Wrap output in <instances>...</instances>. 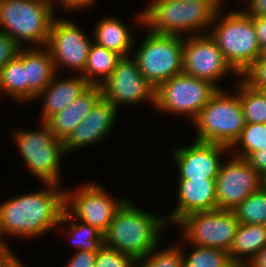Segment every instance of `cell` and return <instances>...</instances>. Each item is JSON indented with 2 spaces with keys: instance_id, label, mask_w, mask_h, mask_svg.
<instances>
[{
  "instance_id": "d590c367",
  "label": "cell",
  "mask_w": 266,
  "mask_h": 267,
  "mask_svg": "<svg viewBox=\"0 0 266 267\" xmlns=\"http://www.w3.org/2000/svg\"><path fill=\"white\" fill-rule=\"evenodd\" d=\"M246 160L263 178L266 176V149L251 153Z\"/></svg>"
},
{
  "instance_id": "277c9868",
  "label": "cell",
  "mask_w": 266,
  "mask_h": 267,
  "mask_svg": "<svg viewBox=\"0 0 266 267\" xmlns=\"http://www.w3.org/2000/svg\"><path fill=\"white\" fill-rule=\"evenodd\" d=\"M55 9L50 0H0V31L20 47L24 42L46 46Z\"/></svg>"
},
{
  "instance_id": "30bf717a",
  "label": "cell",
  "mask_w": 266,
  "mask_h": 267,
  "mask_svg": "<svg viewBox=\"0 0 266 267\" xmlns=\"http://www.w3.org/2000/svg\"><path fill=\"white\" fill-rule=\"evenodd\" d=\"M184 232L183 239L193 245L218 248L230 252L239 227L233 210L194 212L180 219L176 225Z\"/></svg>"
},
{
  "instance_id": "d6986e66",
  "label": "cell",
  "mask_w": 266,
  "mask_h": 267,
  "mask_svg": "<svg viewBox=\"0 0 266 267\" xmlns=\"http://www.w3.org/2000/svg\"><path fill=\"white\" fill-rule=\"evenodd\" d=\"M101 97V87L90 85L68 107L52 115L45 123L57 138L64 141L81 124Z\"/></svg>"
},
{
  "instance_id": "d6a6232c",
  "label": "cell",
  "mask_w": 266,
  "mask_h": 267,
  "mask_svg": "<svg viewBox=\"0 0 266 267\" xmlns=\"http://www.w3.org/2000/svg\"><path fill=\"white\" fill-rule=\"evenodd\" d=\"M250 87L260 90L266 86V54L263 53L241 74Z\"/></svg>"
},
{
  "instance_id": "60d3db41",
  "label": "cell",
  "mask_w": 266,
  "mask_h": 267,
  "mask_svg": "<svg viewBox=\"0 0 266 267\" xmlns=\"http://www.w3.org/2000/svg\"><path fill=\"white\" fill-rule=\"evenodd\" d=\"M246 267H266V246L256 254Z\"/></svg>"
},
{
  "instance_id": "bcb514c9",
  "label": "cell",
  "mask_w": 266,
  "mask_h": 267,
  "mask_svg": "<svg viewBox=\"0 0 266 267\" xmlns=\"http://www.w3.org/2000/svg\"><path fill=\"white\" fill-rule=\"evenodd\" d=\"M263 179H264V186L266 187V176Z\"/></svg>"
},
{
  "instance_id": "8992f818",
  "label": "cell",
  "mask_w": 266,
  "mask_h": 267,
  "mask_svg": "<svg viewBox=\"0 0 266 267\" xmlns=\"http://www.w3.org/2000/svg\"><path fill=\"white\" fill-rule=\"evenodd\" d=\"M215 24L209 35L227 63L240 75L264 52L259 45L253 20L244 11H231Z\"/></svg>"
},
{
  "instance_id": "f6af8a7d",
  "label": "cell",
  "mask_w": 266,
  "mask_h": 267,
  "mask_svg": "<svg viewBox=\"0 0 266 267\" xmlns=\"http://www.w3.org/2000/svg\"><path fill=\"white\" fill-rule=\"evenodd\" d=\"M260 91L265 95L266 97V86H263Z\"/></svg>"
},
{
  "instance_id": "7bdbcfd3",
  "label": "cell",
  "mask_w": 266,
  "mask_h": 267,
  "mask_svg": "<svg viewBox=\"0 0 266 267\" xmlns=\"http://www.w3.org/2000/svg\"><path fill=\"white\" fill-rule=\"evenodd\" d=\"M180 267H193V264L188 262L184 257Z\"/></svg>"
},
{
  "instance_id": "5bb4252c",
  "label": "cell",
  "mask_w": 266,
  "mask_h": 267,
  "mask_svg": "<svg viewBox=\"0 0 266 267\" xmlns=\"http://www.w3.org/2000/svg\"><path fill=\"white\" fill-rule=\"evenodd\" d=\"M187 36L183 46L182 72L216 84L228 72L236 73L225 60L222 51L209 33ZM201 33V34H200ZM231 70V71H230Z\"/></svg>"
},
{
  "instance_id": "f35d334b",
  "label": "cell",
  "mask_w": 266,
  "mask_h": 267,
  "mask_svg": "<svg viewBox=\"0 0 266 267\" xmlns=\"http://www.w3.org/2000/svg\"><path fill=\"white\" fill-rule=\"evenodd\" d=\"M52 2V5L54 6V8L56 7L55 5H63L62 8H64V10H78V9H84V8H88L89 6H92L93 3L96 0H50ZM55 3V4H54ZM84 7V8H83Z\"/></svg>"
},
{
  "instance_id": "e0dca14e",
  "label": "cell",
  "mask_w": 266,
  "mask_h": 267,
  "mask_svg": "<svg viewBox=\"0 0 266 267\" xmlns=\"http://www.w3.org/2000/svg\"><path fill=\"white\" fill-rule=\"evenodd\" d=\"M118 110L101 97L89 114L64 140L66 154L72 150L99 143L112 130Z\"/></svg>"
},
{
  "instance_id": "6da1fadb",
  "label": "cell",
  "mask_w": 266,
  "mask_h": 267,
  "mask_svg": "<svg viewBox=\"0 0 266 267\" xmlns=\"http://www.w3.org/2000/svg\"><path fill=\"white\" fill-rule=\"evenodd\" d=\"M43 190L7 200L0 205L1 234L38 237L57 227L65 209L62 185L45 184Z\"/></svg>"
},
{
  "instance_id": "ffe728a7",
  "label": "cell",
  "mask_w": 266,
  "mask_h": 267,
  "mask_svg": "<svg viewBox=\"0 0 266 267\" xmlns=\"http://www.w3.org/2000/svg\"><path fill=\"white\" fill-rule=\"evenodd\" d=\"M54 75L50 84L37 96L44 98L41 113V122H46L52 115L68 107L90 84L82 75L73 76L70 79H57ZM57 79V80H56Z\"/></svg>"
},
{
  "instance_id": "7402d4cb",
  "label": "cell",
  "mask_w": 266,
  "mask_h": 267,
  "mask_svg": "<svg viewBox=\"0 0 266 267\" xmlns=\"http://www.w3.org/2000/svg\"><path fill=\"white\" fill-rule=\"evenodd\" d=\"M265 246V225L239 224L233 245L229 252L230 258L237 267H246Z\"/></svg>"
},
{
  "instance_id": "ba28073f",
  "label": "cell",
  "mask_w": 266,
  "mask_h": 267,
  "mask_svg": "<svg viewBox=\"0 0 266 267\" xmlns=\"http://www.w3.org/2000/svg\"><path fill=\"white\" fill-rule=\"evenodd\" d=\"M148 31L133 58L141 74L156 89L182 73L184 37Z\"/></svg>"
},
{
  "instance_id": "7a4b0ae2",
  "label": "cell",
  "mask_w": 266,
  "mask_h": 267,
  "mask_svg": "<svg viewBox=\"0 0 266 267\" xmlns=\"http://www.w3.org/2000/svg\"><path fill=\"white\" fill-rule=\"evenodd\" d=\"M166 223V217L137 208L127 199L103 234L104 245L138 261L159 246V233Z\"/></svg>"
},
{
  "instance_id": "52a82bcc",
  "label": "cell",
  "mask_w": 266,
  "mask_h": 267,
  "mask_svg": "<svg viewBox=\"0 0 266 267\" xmlns=\"http://www.w3.org/2000/svg\"><path fill=\"white\" fill-rule=\"evenodd\" d=\"M41 126L39 131L14 130V140L31 174L43 184L59 185L61 157L66 154L64 141L57 138L45 122Z\"/></svg>"
},
{
  "instance_id": "5b68a950",
  "label": "cell",
  "mask_w": 266,
  "mask_h": 267,
  "mask_svg": "<svg viewBox=\"0 0 266 267\" xmlns=\"http://www.w3.org/2000/svg\"><path fill=\"white\" fill-rule=\"evenodd\" d=\"M229 94L219 89L193 120L197 128L196 141L230 148L239 138L246 125L245 117L238 93Z\"/></svg>"
},
{
  "instance_id": "836d02e7",
  "label": "cell",
  "mask_w": 266,
  "mask_h": 267,
  "mask_svg": "<svg viewBox=\"0 0 266 267\" xmlns=\"http://www.w3.org/2000/svg\"><path fill=\"white\" fill-rule=\"evenodd\" d=\"M20 48L6 33L0 31V72Z\"/></svg>"
},
{
  "instance_id": "4fadbf2b",
  "label": "cell",
  "mask_w": 266,
  "mask_h": 267,
  "mask_svg": "<svg viewBox=\"0 0 266 267\" xmlns=\"http://www.w3.org/2000/svg\"><path fill=\"white\" fill-rule=\"evenodd\" d=\"M100 87L102 97L116 109L122 104H137L142 101L155 104V88L141 74L133 57H122L113 73Z\"/></svg>"
},
{
  "instance_id": "f1b7e54d",
  "label": "cell",
  "mask_w": 266,
  "mask_h": 267,
  "mask_svg": "<svg viewBox=\"0 0 266 267\" xmlns=\"http://www.w3.org/2000/svg\"><path fill=\"white\" fill-rule=\"evenodd\" d=\"M241 146L239 154H235L237 157L247 158L251 153L258 150L266 149V124L249 123L246 124L242 130L239 138L230 147L236 148Z\"/></svg>"
},
{
  "instance_id": "83f0119b",
  "label": "cell",
  "mask_w": 266,
  "mask_h": 267,
  "mask_svg": "<svg viewBox=\"0 0 266 267\" xmlns=\"http://www.w3.org/2000/svg\"><path fill=\"white\" fill-rule=\"evenodd\" d=\"M240 224H260L266 222V187L263 185L249 195L234 210Z\"/></svg>"
},
{
  "instance_id": "ab89813d",
  "label": "cell",
  "mask_w": 266,
  "mask_h": 267,
  "mask_svg": "<svg viewBox=\"0 0 266 267\" xmlns=\"http://www.w3.org/2000/svg\"><path fill=\"white\" fill-rule=\"evenodd\" d=\"M250 7V8H249ZM248 11H244L249 17L266 16V0H249Z\"/></svg>"
},
{
  "instance_id": "484cf974",
  "label": "cell",
  "mask_w": 266,
  "mask_h": 267,
  "mask_svg": "<svg viewBox=\"0 0 266 267\" xmlns=\"http://www.w3.org/2000/svg\"><path fill=\"white\" fill-rule=\"evenodd\" d=\"M74 217L64 209L59 224L70 223L71 230L68 231V238L78 251H98L104 245L103 234L95 227L86 223H77Z\"/></svg>"
},
{
  "instance_id": "9c48e42d",
  "label": "cell",
  "mask_w": 266,
  "mask_h": 267,
  "mask_svg": "<svg viewBox=\"0 0 266 267\" xmlns=\"http://www.w3.org/2000/svg\"><path fill=\"white\" fill-rule=\"evenodd\" d=\"M218 90L211 82L182 72L155 89L154 106L166 113L188 115L193 121Z\"/></svg>"
},
{
  "instance_id": "9a60e30c",
  "label": "cell",
  "mask_w": 266,
  "mask_h": 267,
  "mask_svg": "<svg viewBox=\"0 0 266 267\" xmlns=\"http://www.w3.org/2000/svg\"><path fill=\"white\" fill-rule=\"evenodd\" d=\"M85 35L74 23L64 19H54L46 47L51 54L57 74L61 65L77 70L78 74L83 72L93 42Z\"/></svg>"
},
{
  "instance_id": "cb8c5ba5",
  "label": "cell",
  "mask_w": 266,
  "mask_h": 267,
  "mask_svg": "<svg viewBox=\"0 0 266 267\" xmlns=\"http://www.w3.org/2000/svg\"><path fill=\"white\" fill-rule=\"evenodd\" d=\"M121 58L118 53L93 42L81 75L90 85L100 86L110 77Z\"/></svg>"
},
{
  "instance_id": "e575fe53",
  "label": "cell",
  "mask_w": 266,
  "mask_h": 267,
  "mask_svg": "<svg viewBox=\"0 0 266 267\" xmlns=\"http://www.w3.org/2000/svg\"><path fill=\"white\" fill-rule=\"evenodd\" d=\"M97 251H78L71 256L65 267H94Z\"/></svg>"
},
{
  "instance_id": "ee69618b",
  "label": "cell",
  "mask_w": 266,
  "mask_h": 267,
  "mask_svg": "<svg viewBox=\"0 0 266 267\" xmlns=\"http://www.w3.org/2000/svg\"><path fill=\"white\" fill-rule=\"evenodd\" d=\"M20 261V259L13 265V267H26L25 265Z\"/></svg>"
},
{
  "instance_id": "7c38bea8",
  "label": "cell",
  "mask_w": 266,
  "mask_h": 267,
  "mask_svg": "<svg viewBox=\"0 0 266 267\" xmlns=\"http://www.w3.org/2000/svg\"><path fill=\"white\" fill-rule=\"evenodd\" d=\"M264 185L263 177L245 158L233 156L221 163L216 178L217 209L234 210Z\"/></svg>"
},
{
  "instance_id": "d4e9b609",
  "label": "cell",
  "mask_w": 266,
  "mask_h": 267,
  "mask_svg": "<svg viewBox=\"0 0 266 267\" xmlns=\"http://www.w3.org/2000/svg\"><path fill=\"white\" fill-rule=\"evenodd\" d=\"M5 93L17 102L27 101V81L23 65V47L0 72V94ZM19 100V101H18Z\"/></svg>"
},
{
  "instance_id": "b9f144b4",
  "label": "cell",
  "mask_w": 266,
  "mask_h": 267,
  "mask_svg": "<svg viewBox=\"0 0 266 267\" xmlns=\"http://www.w3.org/2000/svg\"><path fill=\"white\" fill-rule=\"evenodd\" d=\"M183 2H192V1H201V2H209L217 11L221 9V1L223 0H178Z\"/></svg>"
},
{
  "instance_id": "44dd1931",
  "label": "cell",
  "mask_w": 266,
  "mask_h": 267,
  "mask_svg": "<svg viewBox=\"0 0 266 267\" xmlns=\"http://www.w3.org/2000/svg\"><path fill=\"white\" fill-rule=\"evenodd\" d=\"M23 65L27 81V100L36 99L56 74L55 65L46 46L23 48Z\"/></svg>"
},
{
  "instance_id": "8d00e7d4",
  "label": "cell",
  "mask_w": 266,
  "mask_h": 267,
  "mask_svg": "<svg viewBox=\"0 0 266 267\" xmlns=\"http://www.w3.org/2000/svg\"><path fill=\"white\" fill-rule=\"evenodd\" d=\"M256 31V36L263 52L266 51V16L251 17Z\"/></svg>"
},
{
  "instance_id": "4dcf8cb0",
  "label": "cell",
  "mask_w": 266,
  "mask_h": 267,
  "mask_svg": "<svg viewBox=\"0 0 266 267\" xmlns=\"http://www.w3.org/2000/svg\"><path fill=\"white\" fill-rule=\"evenodd\" d=\"M152 249L144 258L139 259L137 267H180L184 254L179 243L165 250ZM146 260V261H145ZM139 264V265H138ZM141 264V265H140Z\"/></svg>"
},
{
  "instance_id": "3957f363",
  "label": "cell",
  "mask_w": 266,
  "mask_h": 267,
  "mask_svg": "<svg viewBox=\"0 0 266 267\" xmlns=\"http://www.w3.org/2000/svg\"><path fill=\"white\" fill-rule=\"evenodd\" d=\"M151 1L137 16L136 22L147 26L153 33L183 36L182 32H189V36L198 35L199 29L218 22L220 16V10L217 11L209 2Z\"/></svg>"
},
{
  "instance_id": "ac0fdd59",
  "label": "cell",
  "mask_w": 266,
  "mask_h": 267,
  "mask_svg": "<svg viewBox=\"0 0 266 267\" xmlns=\"http://www.w3.org/2000/svg\"><path fill=\"white\" fill-rule=\"evenodd\" d=\"M178 204L166 217L173 225L188 214L217 210L216 179H179Z\"/></svg>"
},
{
  "instance_id": "8fae6325",
  "label": "cell",
  "mask_w": 266,
  "mask_h": 267,
  "mask_svg": "<svg viewBox=\"0 0 266 267\" xmlns=\"http://www.w3.org/2000/svg\"><path fill=\"white\" fill-rule=\"evenodd\" d=\"M103 186L88 183L75 192L65 191V209L81 222L89 224L104 234L115 213L127 200L118 199ZM116 199V200H115Z\"/></svg>"
},
{
  "instance_id": "4316f807",
  "label": "cell",
  "mask_w": 266,
  "mask_h": 267,
  "mask_svg": "<svg viewBox=\"0 0 266 267\" xmlns=\"http://www.w3.org/2000/svg\"><path fill=\"white\" fill-rule=\"evenodd\" d=\"M243 109L246 124H266V97L258 89L250 87L242 78L235 86Z\"/></svg>"
},
{
  "instance_id": "f546056e",
  "label": "cell",
  "mask_w": 266,
  "mask_h": 267,
  "mask_svg": "<svg viewBox=\"0 0 266 267\" xmlns=\"http://www.w3.org/2000/svg\"><path fill=\"white\" fill-rule=\"evenodd\" d=\"M183 254L184 258L193 264V267H237L232 262L229 252L218 248L195 245L189 255L185 252Z\"/></svg>"
},
{
  "instance_id": "74e56055",
  "label": "cell",
  "mask_w": 266,
  "mask_h": 267,
  "mask_svg": "<svg viewBox=\"0 0 266 267\" xmlns=\"http://www.w3.org/2000/svg\"><path fill=\"white\" fill-rule=\"evenodd\" d=\"M3 239H0V267H13L19 260L16 255L9 249Z\"/></svg>"
},
{
  "instance_id": "603a6c76",
  "label": "cell",
  "mask_w": 266,
  "mask_h": 267,
  "mask_svg": "<svg viewBox=\"0 0 266 267\" xmlns=\"http://www.w3.org/2000/svg\"><path fill=\"white\" fill-rule=\"evenodd\" d=\"M131 33L118 18L105 17L95 28L93 42L126 57L134 46Z\"/></svg>"
},
{
  "instance_id": "2e32d148",
  "label": "cell",
  "mask_w": 266,
  "mask_h": 267,
  "mask_svg": "<svg viewBox=\"0 0 266 267\" xmlns=\"http://www.w3.org/2000/svg\"><path fill=\"white\" fill-rule=\"evenodd\" d=\"M229 150L222 144L196 140L189 147H178L172 157L178 165L179 179H216L222 163L220 157Z\"/></svg>"
},
{
  "instance_id": "1f68e13d",
  "label": "cell",
  "mask_w": 266,
  "mask_h": 267,
  "mask_svg": "<svg viewBox=\"0 0 266 267\" xmlns=\"http://www.w3.org/2000/svg\"><path fill=\"white\" fill-rule=\"evenodd\" d=\"M137 260L103 245L96 255L94 267H137Z\"/></svg>"
}]
</instances>
